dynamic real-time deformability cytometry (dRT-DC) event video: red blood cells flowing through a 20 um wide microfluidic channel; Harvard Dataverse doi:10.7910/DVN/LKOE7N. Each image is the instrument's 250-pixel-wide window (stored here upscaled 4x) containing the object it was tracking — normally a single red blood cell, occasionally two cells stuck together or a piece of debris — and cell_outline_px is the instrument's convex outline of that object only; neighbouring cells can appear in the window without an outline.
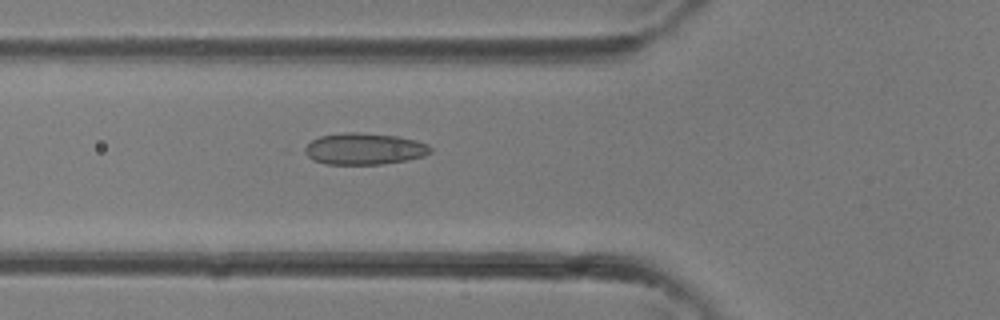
{"species": "common noctule bat (a hibernating species)", "species_latin": "Nyctalus noctula", "temperature_condition": "room temperature", "stored_images_in_passage": 32, "camera_frame_rate_fps": 3000, "um_per_image_px": 0.085, "animal": {"sex": "female"}, "frame": {"image": 1, "passage_image": 9, "time_ms": 2.667, "image_size_px": [1000, 320], "cell_outline_px": [[432, 152], [424, 156], [408, 160], [380, 164], [328, 164], [312, 160], [300, 148], [312, 140], [320, 136], [344, 132], [356, 132], [396, 136], [416, 140], [428, 144], [432, 148]], "centroid_in_image_um": [30.94, 12.65], "position_along_channel_um": 94.9, "area_um2": 23.29}}
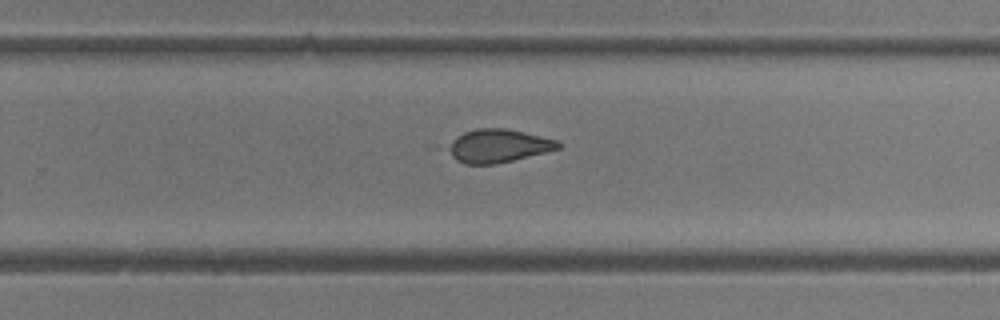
{"frame": {"image": 2, "passage_image": 19, "time_ms": 6.0, "image_size_px": [1000, 320], "cell_outline_px": [[564, 144], [560, 148], [496, 164], [464, 164], [456, 160], [444, 148], [456, 136], [464, 132], [476, 128], [504, 128], [524, 132], [556, 140]], "centroid_in_image_um": [42.29, 12.39], "position_along_channel_um": 287.5, "area_um2": 21.33}}
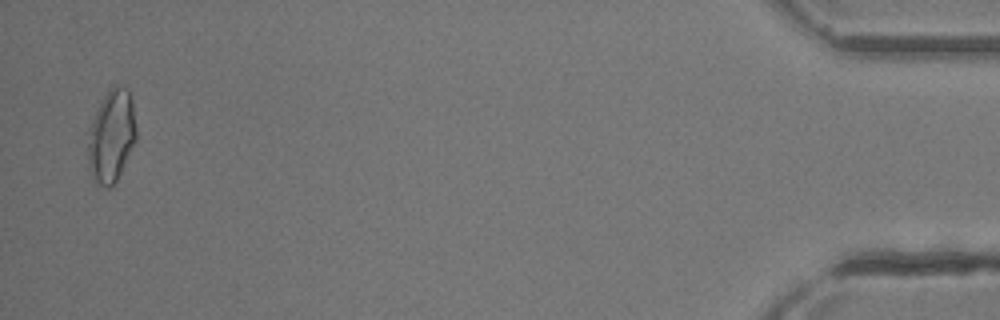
{"frame": {"image": 3, "passage_image": 31, "time_ms": 10.0, "image_size_px": [1000, 320], "cell_outline_px": [[136, 140], [116, 180], [108, 188], [104, 188], [92, 176], [88, 168], [84, 132], [104, 96], [112, 84], [116, 84], [128, 88], [132, 100], [136, 128]], "centroid_in_image_um": [9.41, 11.52], "position_along_channel_um": 425.8, "area_um2": 26.7}}